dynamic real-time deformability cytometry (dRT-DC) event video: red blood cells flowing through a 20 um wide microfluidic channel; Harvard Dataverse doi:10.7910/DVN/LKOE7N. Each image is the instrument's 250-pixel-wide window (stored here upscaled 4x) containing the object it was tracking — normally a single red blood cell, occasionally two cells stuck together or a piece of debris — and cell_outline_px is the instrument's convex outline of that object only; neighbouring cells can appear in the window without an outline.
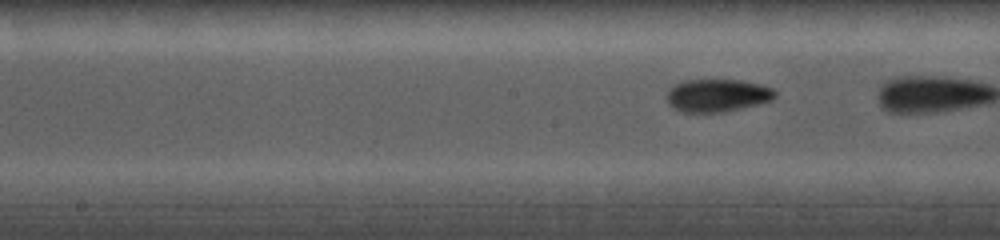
{"species": "common noctule bat (a hibernating species)", "species_latin": "Nyctalus noctula", "temperature_condition": "cold", "stored_images_in_passage": 22, "camera_frame_rate_fps": 5000, "um_per_image_px": 0.085, "animal": {"sex": "female", "body_mass_g": 19.0, "forearm_length_mm": 56.7}, "frame": {"image": 1, "passage_image": 13, "time_ms": 3.0, "image_size_px": [1000, 240], "cell_outline_px": [[776, 96], [772, 100], [724, 112], [680, 112], [672, 108], [668, 104], [668, 88], [672, 84], [684, 80], [740, 80], [760, 84], [772, 88], [776, 92]], "centroid_in_image_um": [60.93, 8.1], "position_along_channel_um": 187.3, "area_um2": 20.75}}